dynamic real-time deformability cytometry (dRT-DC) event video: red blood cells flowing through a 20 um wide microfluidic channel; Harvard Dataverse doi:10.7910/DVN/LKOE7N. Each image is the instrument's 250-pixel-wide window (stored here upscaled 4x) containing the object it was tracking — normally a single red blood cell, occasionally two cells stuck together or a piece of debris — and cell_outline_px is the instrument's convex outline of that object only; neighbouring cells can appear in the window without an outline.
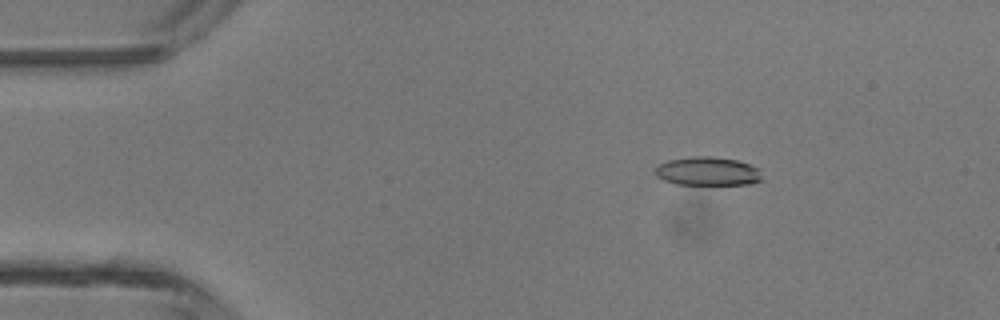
{"species": "common noctule bat (a hibernating species)", "species_latin": "Nyctalus noctula", "temperature_condition": "room temperature", "stored_images_in_passage": 48, "camera_frame_rate_fps": 3000, "um_per_image_px": 0.085, "animal": {"sex": "male", "body_mass_g": 13.3}, "frame": {"image": 1, "passage_image": 8, "time_ms": 2.333, "image_size_px": [1000, 320], "cell_outline_px": [[760, 180], [752, 184], [676, 184], [664, 180], [656, 176], [656, 168], [660, 164], [668, 160], [692, 156], [708, 156], [736, 160], [760, 168]], "centroid_in_image_um": [60.15, 14.56], "position_along_channel_um": 24.9, "area_um2": 17.63}}
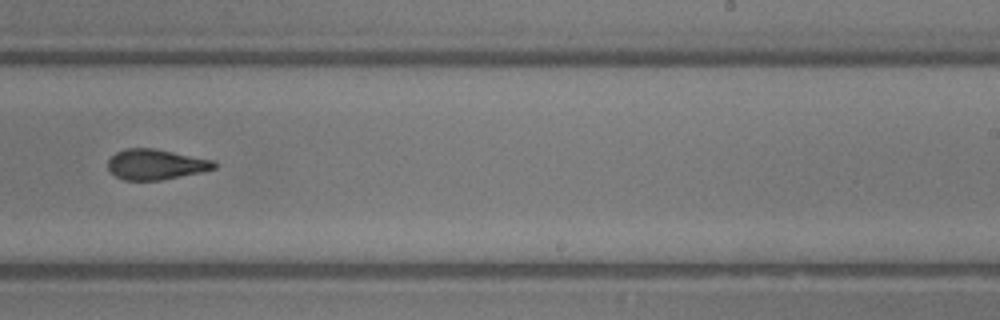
{"frame": {"image": 2, "passage_image": 30, "time_ms": 9.667, "image_size_px": [1000, 320], "cell_outline_px": [[216, 168], [200, 172], [160, 180], [124, 180], [116, 176], [108, 168], [108, 160], [116, 152], [124, 148], [152, 148], [216, 160]], "centroid_in_image_um": [13.24, 13.96], "position_along_channel_um": 275.8, "area_um2": 18.73}}
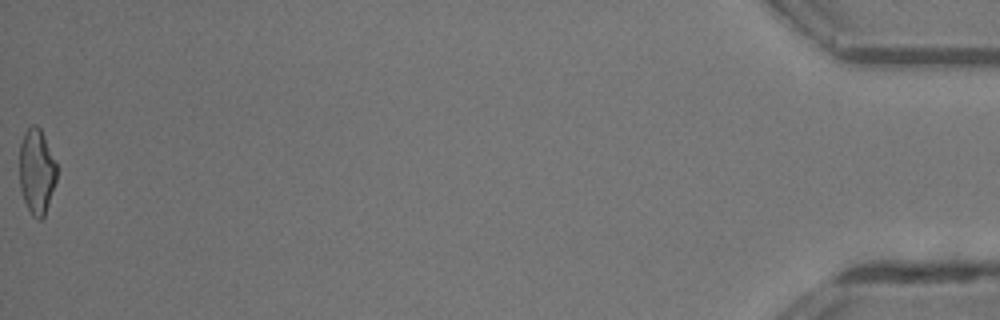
{"frame": {"image": 3, "passage_image": 48, "time_ms": 15.667, "image_size_px": [1000, 320], "cell_outline_px": [[56, 180], [44, 216], [40, 220], [36, 220], [32, 216], [24, 200], [20, 188], [20, 144], [24, 132], [32, 124], [36, 124], [40, 128], [44, 136], [56, 164]], "centroid_in_image_um": [3.1, 14.57], "position_along_channel_um": 432.1, "area_um2": 18.32}, "authors_computed_cell_mechanics": {"area_um2": 18.8428, "velocity_mm_per_s": 4.3806, "shape_relaxation_time_tau1_ms": 4.2516, "shape_relaxation_time_tau2_ms": 2.4725, "deformation_change_tau1": 0.1655, "deformation_change_tau2": 0.1137}}